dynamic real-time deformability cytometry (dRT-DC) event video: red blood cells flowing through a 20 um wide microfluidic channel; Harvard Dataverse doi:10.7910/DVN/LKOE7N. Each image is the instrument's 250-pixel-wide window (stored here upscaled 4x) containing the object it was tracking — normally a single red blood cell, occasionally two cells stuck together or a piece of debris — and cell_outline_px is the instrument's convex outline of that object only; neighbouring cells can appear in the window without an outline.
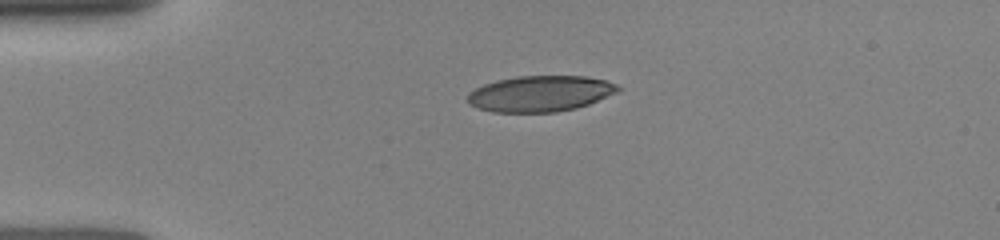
{"species": "human", "species_latin": "Homo sapiens", "temperature_condition": "room temperature", "stored_images_in_passage": 23, "camera_frame_rate_fps": 3000, "um_per_image_px": 0.085, "donor": {"sex": "female"}, "frame": {"image": 1, "passage_image": 1, "time_ms": 0.0, "image_size_px": [1000, 240], "cell_outline_px": [[620, 88], [616, 92], [588, 104], [576, 108], [556, 112], [492, 112], [468, 104], [468, 92], [484, 84], [496, 80], [516, 76], [584, 76], [608, 80], [616, 84]], "centroid_in_image_um": [45.9, 7.95], "position_along_channel_um": 39.1, "area_um2": 31.39}}
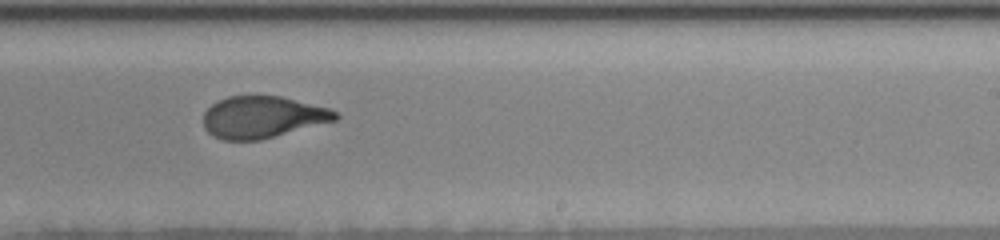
{"frame": {"image": 2, "passage_image": 12, "time_ms": 6.333, "image_size_px": [1000, 240], "cell_outline_px": [[340, 116], [336, 120], [260, 140], [224, 140], [212, 136], [204, 128], [204, 112], [216, 100], [228, 96], [280, 96], [328, 108], [336, 112]], "centroid_in_image_um": [22.28, 9.95], "position_along_channel_um": 266.7, "area_um2": 32.02}}
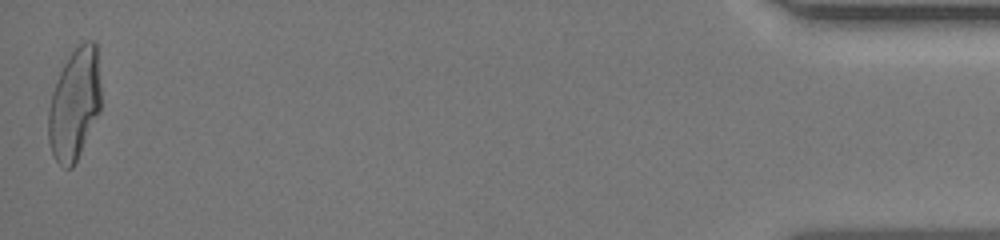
{"frame": {"image": 3, "passage_image": 23, "time_ms": 12.333, "image_size_px": [1000, 240], "cell_outline_px": [[100, 112], [72, 168], [64, 168], [56, 160], [52, 152], [48, 140], [48, 112], [52, 92], [60, 72], [64, 64], [72, 52], [84, 40], [92, 40], [96, 44], [100, 84]], "centroid_in_image_um": [6.33, 8.85], "position_along_channel_um": 428.9, "area_um2": 33.87}}